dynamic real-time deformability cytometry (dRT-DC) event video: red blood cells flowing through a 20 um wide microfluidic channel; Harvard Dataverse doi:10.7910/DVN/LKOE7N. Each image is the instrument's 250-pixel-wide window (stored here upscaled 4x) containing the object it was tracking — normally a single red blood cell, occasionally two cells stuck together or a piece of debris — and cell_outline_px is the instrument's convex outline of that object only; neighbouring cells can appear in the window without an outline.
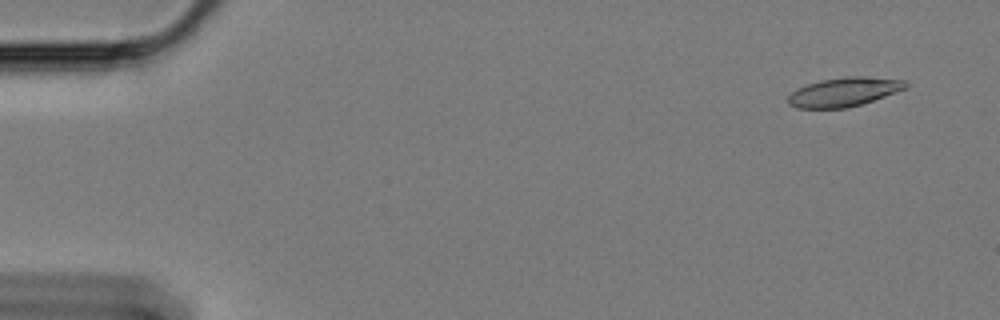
{"species": "Egyptian fruit bat (a non-hibernating species)", "species_latin": "Rousettus aegyptiacus", "temperature_condition": "cold", "stored_images_in_passage": 58, "camera_frame_rate_fps": 3000, "um_per_image_px": 0.085, "animal": {"sex": "female"}, "frame": {"image": 1, "passage_image": 4, "time_ms": 1.0, "image_size_px": [1000, 320], "cell_outline_px": [[908, 88], [848, 108], [796, 108], [788, 104], [788, 96], [796, 88], [820, 80], [848, 76], [868, 76], [908, 80]], "centroid_in_image_um": [71.76, 7.8], "position_along_channel_um": 13.2, "area_um2": 20.0}}
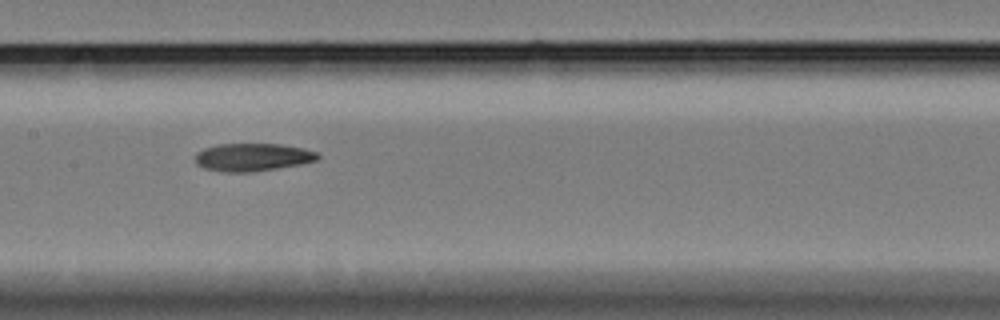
{"frame": {"image": 2, "passage_image": 30, "time_ms": 9.667, "image_size_px": [1000, 320], "cell_outline_px": [[320, 156], [316, 160], [300, 164], [252, 172], [224, 172], [204, 168], [196, 164], [196, 152], [204, 148], [216, 144], [280, 144], [304, 148], [320, 152]], "centroid_in_image_um": [21.47, 13.35], "position_along_channel_um": 185.9, "area_um2": 19.94}}
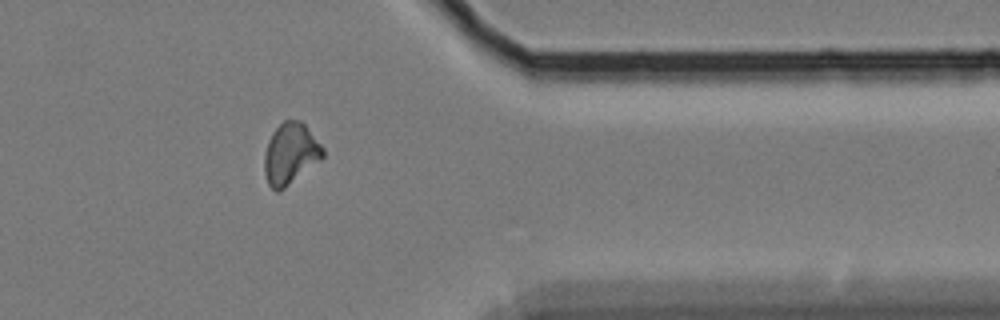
{"frame": {"image": 3, "passage_image": 49, "time_ms": 16.0, "image_size_px": [1000, 320], "cell_outline_px": [[324, 156], [320, 160], [280, 192], [276, 192], [268, 184], [264, 172], [264, 156], [268, 140], [272, 132], [284, 120], [300, 120], [304, 124], [324, 148]], "centroid_in_image_um": [24.67, 13.08], "position_along_channel_um": 386.7, "area_um2": 20.81}}